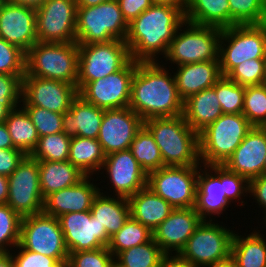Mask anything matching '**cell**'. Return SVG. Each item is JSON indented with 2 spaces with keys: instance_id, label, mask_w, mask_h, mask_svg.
I'll list each match as a JSON object with an SVG mask.
<instances>
[{
  "instance_id": "obj_20",
  "label": "cell",
  "mask_w": 266,
  "mask_h": 267,
  "mask_svg": "<svg viewBox=\"0 0 266 267\" xmlns=\"http://www.w3.org/2000/svg\"><path fill=\"white\" fill-rule=\"evenodd\" d=\"M69 253L107 247L110 236L89 211L70 212L58 217Z\"/></svg>"
},
{
  "instance_id": "obj_10",
  "label": "cell",
  "mask_w": 266,
  "mask_h": 267,
  "mask_svg": "<svg viewBox=\"0 0 266 267\" xmlns=\"http://www.w3.org/2000/svg\"><path fill=\"white\" fill-rule=\"evenodd\" d=\"M78 91L90 81L105 78L121 70L130 60V51L125 41L78 44Z\"/></svg>"
},
{
  "instance_id": "obj_55",
  "label": "cell",
  "mask_w": 266,
  "mask_h": 267,
  "mask_svg": "<svg viewBox=\"0 0 266 267\" xmlns=\"http://www.w3.org/2000/svg\"><path fill=\"white\" fill-rule=\"evenodd\" d=\"M21 106V102H3L0 101V123H3L8 117L9 112L15 108Z\"/></svg>"
},
{
  "instance_id": "obj_24",
  "label": "cell",
  "mask_w": 266,
  "mask_h": 267,
  "mask_svg": "<svg viewBox=\"0 0 266 267\" xmlns=\"http://www.w3.org/2000/svg\"><path fill=\"white\" fill-rule=\"evenodd\" d=\"M94 178L85 176L77 184L51 193L44 199L43 212L58 218L65 213L89 211L100 192L101 184Z\"/></svg>"
},
{
  "instance_id": "obj_44",
  "label": "cell",
  "mask_w": 266,
  "mask_h": 267,
  "mask_svg": "<svg viewBox=\"0 0 266 267\" xmlns=\"http://www.w3.org/2000/svg\"><path fill=\"white\" fill-rule=\"evenodd\" d=\"M37 129L39 137L63 132V114L41 107H23Z\"/></svg>"
},
{
  "instance_id": "obj_51",
  "label": "cell",
  "mask_w": 266,
  "mask_h": 267,
  "mask_svg": "<svg viewBox=\"0 0 266 267\" xmlns=\"http://www.w3.org/2000/svg\"><path fill=\"white\" fill-rule=\"evenodd\" d=\"M249 197H253L254 205L261 209L260 213L263 210L264 215L260 216L264 218L266 216V173L249 181Z\"/></svg>"
},
{
  "instance_id": "obj_17",
  "label": "cell",
  "mask_w": 266,
  "mask_h": 267,
  "mask_svg": "<svg viewBox=\"0 0 266 267\" xmlns=\"http://www.w3.org/2000/svg\"><path fill=\"white\" fill-rule=\"evenodd\" d=\"M77 96L78 88L64 81L33 76L22 79V107H41L63 114Z\"/></svg>"
},
{
  "instance_id": "obj_18",
  "label": "cell",
  "mask_w": 266,
  "mask_h": 267,
  "mask_svg": "<svg viewBox=\"0 0 266 267\" xmlns=\"http://www.w3.org/2000/svg\"><path fill=\"white\" fill-rule=\"evenodd\" d=\"M225 192V166L200 164L194 209L202 220L215 221L217 216H224L232 205Z\"/></svg>"
},
{
  "instance_id": "obj_40",
  "label": "cell",
  "mask_w": 266,
  "mask_h": 267,
  "mask_svg": "<svg viewBox=\"0 0 266 267\" xmlns=\"http://www.w3.org/2000/svg\"><path fill=\"white\" fill-rule=\"evenodd\" d=\"M243 116L257 127H266V83L245 86Z\"/></svg>"
},
{
  "instance_id": "obj_57",
  "label": "cell",
  "mask_w": 266,
  "mask_h": 267,
  "mask_svg": "<svg viewBox=\"0 0 266 267\" xmlns=\"http://www.w3.org/2000/svg\"><path fill=\"white\" fill-rule=\"evenodd\" d=\"M156 4L169 5L175 8H179L183 13L187 6V0H153Z\"/></svg>"
},
{
  "instance_id": "obj_34",
  "label": "cell",
  "mask_w": 266,
  "mask_h": 267,
  "mask_svg": "<svg viewBox=\"0 0 266 267\" xmlns=\"http://www.w3.org/2000/svg\"><path fill=\"white\" fill-rule=\"evenodd\" d=\"M4 123L13 146L25 155H31L37 146L39 135L26 110L22 106L13 108Z\"/></svg>"
},
{
  "instance_id": "obj_53",
  "label": "cell",
  "mask_w": 266,
  "mask_h": 267,
  "mask_svg": "<svg viewBox=\"0 0 266 267\" xmlns=\"http://www.w3.org/2000/svg\"><path fill=\"white\" fill-rule=\"evenodd\" d=\"M158 267H194L180 254H164Z\"/></svg>"
},
{
  "instance_id": "obj_61",
  "label": "cell",
  "mask_w": 266,
  "mask_h": 267,
  "mask_svg": "<svg viewBox=\"0 0 266 267\" xmlns=\"http://www.w3.org/2000/svg\"><path fill=\"white\" fill-rule=\"evenodd\" d=\"M203 267H236V266H235L234 262L232 261V259L228 258V259L223 260L221 262L208 264V265H205Z\"/></svg>"
},
{
  "instance_id": "obj_65",
  "label": "cell",
  "mask_w": 266,
  "mask_h": 267,
  "mask_svg": "<svg viewBox=\"0 0 266 267\" xmlns=\"http://www.w3.org/2000/svg\"><path fill=\"white\" fill-rule=\"evenodd\" d=\"M265 73H266V57H265Z\"/></svg>"
},
{
  "instance_id": "obj_63",
  "label": "cell",
  "mask_w": 266,
  "mask_h": 267,
  "mask_svg": "<svg viewBox=\"0 0 266 267\" xmlns=\"http://www.w3.org/2000/svg\"><path fill=\"white\" fill-rule=\"evenodd\" d=\"M260 220H262V221H263V222L261 221V223H260V224H261V225H262V224H264V225H265L264 227L262 226V228H263V229H264V228L266 229V216H265L264 218H261ZM265 232H266V230H265ZM265 234H266V233H265Z\"/></svg>"
},
{
  "instance_id": "obj_50",
  "label": "cell",
  "mask_w": 266,
  "mask_h": 267,
  "mask_svg": "<svg viewBox=\"0 0 266 267\" xmlns=\"http://www.w3.org/2000/svg\"><path fill=\"white\" fill-rule=\"evenodd\" d=\"M25 156L16 148L0 149V174L9 177Z\"/></svg>"
},
{
  "instance_id": "obj_15",
  "label": "cell",
  "mask_w": 266,
  "mask_h": 267,
  "mask_svg": "<svg viewBox=\"0 0 266 267\" xmlns=\"http://www.w3.org/2000/svg\"><path fill=\"white\" fill-rule=\"evenodd\" d=\"M75 0H46L36 9L38 42H76Z\"/></svg>"
},
{
  "instance_id": "obj_12",
  "label": "cell",
  "mask_w": 266,
  "mask_h": 267,
  "mask_svg": "<svg viewBox=\"0 0 266 267\" xmlns=\"http://www.w3.org/2000/svg\"><path fill=\"white\" fill-rule=\"evenodd\" d=\"M199 165L164 166L148 174L147 186L174 209L193 208Z\"/></svg>"
},
{
  "instance_id": "obj_46",
  "label": "cell",
  "mask_w": 266,
  "mask_h": 267,
  "mask_svg": "<svg viewBox=\"0 0 266 267\" xmlns=\"http://www.w3.org/2000/svg\"><path fill=\"white\" fill-rule=\"evenodd\" d=\"M114 259L108 247H102L69 253L66 267H110Z\"/></svg>"
},
{
  "instance_id": "obj_45",
  "label": "cell",
  "mask_w": 266,
  "mask_h": 267,
  "mask_svg": "<svg viewBox=\"0 0 266 267\" xmlns=\"http://www.w3.org/2000/svg\"><path fill=\"white\" fill-rule=\"evenodd\" d=\"M26 53L0 37V74L25 76Z\"/></svg>"
},
{
  "instance_id": "obj_29",
  "label": "cell",
  "mask_w": 266,
  "mask_h": 267,
  "mask_svg": "<svg viewBox=\"0 0 266 267\" xmlns=\"http://www.w3.org/2000/svg\"><path fill=\"white\" fill-rule=\"evenodd\" d=\"M256 228L253 230L251 227V232L247 234L241 231L238 233L239 228L235 230L231 259L236 267H266V236L263 230H258L261 227Z\"/></svg>"
},
{
  "instance_id": "obj_59",
  "label": "cell",
  "mask_w": 266,
  "mask_h": 267,
  "mask_svg": "<svg viewBox=\"0 0 266 267\" xmlns=\"http://www.w3.org/2000/svg\"><path fill=\"white\" fill-rule=\"evenodd\" d=\"M14 4H19L23 6H29L32 8H39L46 0H10Z\"/></svg>"
},
{
  "instance_id": "obj_52",
  "label": "cell",
  "mask_w": 266,
  "mask_h": 267,
  "mask_svg": "<svg viewBox=\"0 0 266 267\" xmlns=\"http://www.w3.org/2000/svg\"><path fill=\"white\" fill-rule=\"evenodd\" d=\"M117 1L119 3L123 18L126 20L128 24L154 4L153 0H117Z\"/></svg>"
},
{
  "instance_id": "obj_11",
  "label": "cell",
  "mask_w": 266,
  "mask_h": 267,
  "mask_svg": "<svg viewBox=\"0 0 266 267\" xmlns=\"http://www.w3.org/2000/svg\"><path fill=\"white\" fill-rule=\"evenodd\" d=\"M19 245L26 250L55 258L66 267L69 251L58 218L41 212L22 217Z\"/></svg>"
},
{
  "instance_id": "obj_2",
  "label": "cell",
  "mask_w": 266,
  "mask_h": 267,
  "mask_svg": "<svg viewBox=\"0 0 266 267\" xmlns=\"http://www.w3.org/2000/svg\"><path fill=\"white\" fill-rule=\"evenodd\" d=\"M184 22L185 15L179 8L154 3L128 24L125 43L131 59L138 62L161 61Z\"/></svg>"
},
{
  "instance_id": "obj_37",
  "label": "cell",
  "mask_w": 266,
  "mask_h": 267,
  "mask_svg": "<svg viewBox=\"0 0 266 267\" xmlns=\"http://www.w3.org/2000/svg\"><path fill=\"white\" fill-rule=\"evenodd\" d=\"M164 254L152 238L149 242L120 252L115 260L123 267H158Z\"/></svg>"
},
{
  "instance_id": "obj_38",
  "label": "cell",
  "mask_w": 266,
  "mask_h": 267,
  "mask_svg": "<svg viewBox=\"0 0 266 267\" xmlns=\"http://www.w3.org/2000/svg\"><path fill=\"white\" fill-rule=\"evenodd\" d=\"M230 27L266 23V0H228Z\"/></svg>"
},
{
  "instance_id": "obj_3",
  "label": "cell",
  "mask_w": 266,
  "mask_h": 267,
  "mask_svg": "<svg viewBox=\"0 0 266 267\" xmlns=\"http://www.w3.org/2000/svg\"><path fill=\"white\" fill-rule=\"evenodd\" d=\"M144 127L152 134L163 158L164 166L200 165L199 134L183 115L150 118Z\"/></svg>"
},
{
  "instance_id": "obj_56",
  "label": "cell",
  "mask_w": 266,
  "mask_h": 267,
  "mask_svg": "<svg viewBox=\"0 0 266 267\" xmlns=\"http://www.w3.org/2000/svg\"><path fill=\"white\" fill-rule=\"evenodd\" d=\"M8 199V177L0 174V204H6Z\"/></svg>"
},
{
  "instance_id": "obj_28",
  "label": "cell",
  "mask_w": 266,
  "mask_h": 267,
  "mask_svg": "<svg viewBox=\"0 0 266 267\" xmlns=\"http://www.w3.org/2000/svg\"><path fill=\"white\" fill-rule=\"evenodd\" d=\"M223 114L214 86L202 90L183 102V117L198 134Z\"/></svg>"
},
{
  "instance_id": "obj_39",
  "label": "cell",
  "mask_w": 266,
  "mask_h": 267,
  "mask_svg": "<svg viewBox=\"0 0 266 267\" xmlns=\"http://www.w3.org/2000/svg\"><path fill=\"white\" fill-rule=\"evenodd\" d=\"M71 138L63 132L39 137L31 157L37 161H66L69 158Z\"/></svg>"
},
{
  "instance_id": "obj_36",
  "label": "cell",
  "mask_w": 266,
  "mask_h": 267,
  "mask_svg": "<svg viewBox=\"0 0 266 267\" xmlns=\"http://www.w3.org/2000/svg\"><path fill=\"white\" fill-rule=\"evenodd\" d=\"M130 150L147 174L164 167L160 148L144 126L131 142Z\"/></svg>"
},
{
  "instance_id": "obj_30",
  "label": "cell",
  "mask_w": 266,
  "mask_h": 267,
  "mask_svg": "<svg viewBox=\"0 0 266 267\" xmlns=\"http://www.w3.org/2000/svg\"><path fill=\"white\" fill-rule=\"evenodd\" d=\"M40 189L43 198L53 192L73 186L86 175L70 161H38Z\"/></svg>"
},
{
  "instance_id": "obj_14",
  "label": "cell",
  "mask_w": 266,
  "mask_h": 267,
  "mask_svg": "<svg viewBox=\"0 0 266 267\" xmlns=\"http://www.w3.org/2000/svg\"><path fill=\"white\" fill-rule=\"evenodd\" d=\"M7 204L21 217L43 212L39 164L30 155H26L8 177Z\"/></svg>"
},
{
  "instance_id": "obj_1",
  "label": "cell",
  "mask_w": 266,
  "mask_h": 267,
  "mask_svg": "<svg viewBox=\"0 0 266 267\" xmlns=\"http://www.w3.org/2000/svg\"><path fill=\"white\" fill-rule=\"evenodd\" d=\"M170 71L171 68L160 61H136L129 107L144 121L182 115L184 101L178 94L174 73Z\"/></svg>"
},
{
  "instance_id": "obj_19",
  "label": "cell",
  "mask_w": 266,
  "mask_h": 267,
  "mask_svg": "<svg viewBox=\"0 0 266 267\" xmlns=\"http://www.w3.org/2000/svg\"><path fill=\"white\" fill-rule=\"evenodd\" d=\"M143 126L144 120L129 106L105 109L97 137L103 153L108 155L130 149L131 142Z\"/></svg>"
},
{
  "instance_id": "obj_22",
  "label": "cell",
  "mask_w": 266,
  "mask_h": 267,
  "mask_svg": "<svg viewBox=\"0 0 266 267\" xmlns=\"http://www.w3.org/2000/svg\"><path fill=\"white\" fill-rule=\"evenodd\" d=\"M202 221L194 207L173 209L153 231V239L165 254H179Z\"/></svg>"
},
{
  "instance_id": "obj_7",
  "label": "cell",
  "mask_w": 266,
  "mask_h": 267,
  "mask_svg": "<svg viewBox=\"0 0 266 267\" xmlns=\"http://www.w3.org/2000/svg\"><path fill=\"white\" fill-rule=\"evenodd\" d=\"M127 32L128 23L123 18L117 0L91 7H77V44L109 42L114 39L125 41Z\"/></svg>"
},
{
  "instance_id": "obj_6",
  "label": "cell",
  "mask_w": 266,
  "mask_h": 267,
  "mask_svg": "<svg viewBox=\"0 0 266 267\" xmlns=\"http://www.w3.org/2000/svg\"><path fill=\"white\" fill-rule=\"evenodd\" d=\"M220 36V28L200 26L185 21L172 39L167 54L163 57L165 61L162 59L160 62L166 66L171 64L168 67L173 65L176 67L218 60Z\"/></svg>"
},
{
  "instance_id": "obj_4",
  "label": "cell",
  "mask_w": 266,
  "mask_h": 267,
  "mask_svg": "<svg viewBox=\"0 0 266 267\" xmlns=\"http://www.w3.org/2000/svg\"><path fill=\"white\" fill-rule=\"evenodd\" d=\"M78 44L37 42L27 52L25 76L64 81L77 87Z\"/></svg>"
},
{
  "instance_id": "obj_54",
  "label": "cell",
  "mask_w": 266,
  "mask_h": 267,
  "mask_svg": "<svg viewBox=\"0 0 266 267\" xmlns=\"http://www.w3.org/2000/svg\"><path fill=\"white\" fill-rule=\"evenodd\" d=\"M15 148L5 123H0V149Z\"/></svg>"
},
{
  "instance_id": "obj_8",
  "label": "cell",
  "mask_w": 266,
  "mask_h": 267,
  "mask_svg": "<svg viewBox=\"0 0 266 267\" xmlns=\"http://www.w3.org/2000/svg\"><path fill=\"white\" fill-rule=\"evenodd\" d=\"M266 23L221 29L218 60L222 76L248 59H265Z\"/></svg>"
},
{
  "instance_id": "obj_32",
  "label": "cell",
  "mask_w": 266,
  "mask_h": 267,
  "mask_svg": "<svg viewBox=\"0 0 266 267\" xmlns=\"http://www.w3.org/2000/svg\"><path fill=\"white\" fill-rule=\"evenodd\" d=\"M185 21L220 29L230 27V6L228 0H187Z\"/></svg>"
},
{
  "instance_id": "obj_9",
  "label": "cell",
  "mask_w": 266,
  "mask_h": 267,
  "mask_svg": "<svg viewBox=\"0 0 266 267\" xmlns=\"http://www.w3.org/2000/svg\"><path fill=\"white\" fill-rule=\"evenodd\" d=\"M225 225L217 220H203L179 254L194 267H203L231 258L235 227L227 228Z\"/></svg>"
},
{
  "instance_id": "obj_49",
  "label": "cell",
  "mask_w": 266,
  "mask_h": 267,
  "mask_svg": "<svg viewBox=\"0 0 266 267\" xmlns=\"http://www.w3.org/2000/svg\"><path fill=\"white\" fill-rule=\"evenodd\" d=\"M24 76L0 74V101H22V79Z\"/></svg>"
},
{
  "instance_id": "obj_33",
  "label": "cell",
  "mask_w": 266,
  "mask_h": 267,
  "mask_svg": "<svg viewBox=\"0 0 266 267\" xmlns=\"http://www.w3.org/2000/svg\"><path fill=\"white\" fill-rule=\"evenodd\" d=\"M105 156L97 139L80 136L71 138L68 161L86 176L98 175Z\"/></svg>"
},
{
  "instance_id": "obj_16",
  "label": "cell",
  "mask_w": 266,
  "mask_h": 267,
  "mask_svg": "<svg viewBox=\"0 0 266 267\" xmlns=\"http://www.w3.org/2000/svg\"><path fill=\"white\" fill-rule=\"evenodd\" d=\"M135 70L136 61L131 59L121 70L105 78L87 82L78 91V95L102 109L128 107Z\"/></svg>"
},
{
  "instance_id": "obj_35",
  "label": "cell",
  "mask_w": 266,
  "mask_h": 267,
  "mask_svg": "<svg viewBox=\"0 0 266 267\" xmlns=\"http://www.w3.org/2000/svg\"><path fill=\"white\" fill-rule=\"evenodd\" d=\"M152 238L153 232L130 216L123 227L111 236L107 247L116 257L120 252L149 242Z\"/></svg>"
},
{
  "instance_id": "obj_41",
  "label": "cell",
  "mask_w": 266,
  "mask_h": 267,
  "mask_svg": "<svg viewBox=\"0 0 266 267\" xmlns=\"http://www.w3.org/2000/svg\"><path fill=\"white\" fill-rule=\"evenodd\" d=\"M223 114H242L245 86L222 76L214 85Z\"/></svg>"
},
{
  "instance_id": "obj_58",
  "label": "cell",
  "mask_w": 266,
  "mask_h": 267,
  "mask_svg": "<svg viewBox=\"0 0 266 267\" xmlns=\"http://www.w3.org/2000/svg\"><path fill=\"white\" fill-rule=\"evenodd\" d=\"M0 267H14L12 252H0Z\"/></svg>"
},
{
  "instance_id": "obj_64",
  "label": "cell",
  "mask_w": 266,
  "mask_h": 267,
  "mask_svg": "<svg viewBox=\"0 0 266 267\" xmlns=\"http://www.w3.org/2000/svg\"><path fill=\"white\" fill-rule=\"evenodd\" d=\"M264 173H266V161H265V165H264Z\"/></svg>"
},
{
  "instance_id": "obj_60",
  "label": "cell",
  "mask_w": 266,
  "mask_h": 267,
  "mask_svg": "<svg viewBox=\"0 0 266 267\" xmlns=\"http://www.w3.org/2000/svg\"><path fill=\"white\" fill-rule=\"evenodd\" d=\"M77 7H91L111 0H75Z\"/></svg>"
},
{
  "instance_id": "obj_26",
  "label": "cell",
  "mask_w": 266,
  "mask_h": 267,
  "mask_svg": "<svg viewBox=\"0 0 266 267\" xmlns=\"http://www.w3.org/2000/svg\"><path fill=\"white\" fill-rule=\"evenodd\" d=\"M104 110L78 95L70 109L63 113V133L70 138L80 136L97 139Z\"/></svg>"
},
{
  "instance_id": "obj_31",
  "label": "cell",
  "mask_w": 266,
  "mask_h": 267,
  "mask_svg": "<svg viewBox=\"0 0 266 267\" xmlns=\"http://www.w3.org/2000/svg\"><path fill=\"white\" fill-rule=\"evenodd\" d=\"M90 212L97 222L104 226L111 237L118 232L130 217L127 198L106 195L101 192L95 197Z\"/></svg>"
},
{
  "instance_id": "obj_23",
  "label": "cell",
  "mask_w": 266,
  "mask_h": 267,
  "mask_svg": "<svg viewBox=\"0 0 266 267\" xmlns=\"http://www.w3.org/2000/svg\"><path fill=\"white\" fill-rule=\"evenodd\" d=\"M265 161L266 127L253 126L224 166L251 181L264 173Z\"/></svg>"
},
{
  "instance_id": "obj_42",
  "label": "cell",
  "mask_w": 266,
  "mask_h": 267,
  "mask_svg": "<svg viewBox=\"0 0 266 267\" xmlns=\"http://www.w3.org/2000/svg\"><path fill=\"white\" fill-rule=\"evenodd\" d=\"M21 220L7 203L0 204V252H10L19 244Z\"/></svg>"
},
{
  "instance_id": "obj_5",
  "label": "cell",
  "mask_w": 266,
  "mask_h": 267,
  "mask_svg": "<svg viewBox=\"0 0 266 267\" xmlns=\"http://www.w3.org/2000/svg\"><path fill=\"white\" fill-rule=\"evenodd\" d=\"M253 125L243 114H222L199 133L202 165H224Z\"/></svg>"
},
{
  "instance_id": "obj_62",
  "label": "cell",
  "mask_w": 266,
  "mask_h": 267,
  "mask_svg": "<svg viewBox=\"0 0 266 267\" xmlns=\"http://www.w3.org/2000/svg\"><path fill=\"white\" fill-rule=\"evenodd\" d=\"M110 267H123V266L114 259Z\"/></svg>"
},
{
  "instance_id": "obj_27",
  "label": "cell",
  "mask_w": 266,
  "mask_h": 267,
  "mask_svg": "<svg viewBox=\"0 0 266 267\" xmlns=\"http://www.w3.org/2000/svg\"><path fill=\"white\" fill-rule=\"evenodd\" d=\"M130 216L152 232L174 209L167 201L146 186L128 198Z\"/></svg>"
},
{
  "instance_id": "obj_13",
  "label": "cell",
  "mask_w": 266,
  "mask_h": 267,
  "mask_svg": "<svg viewBox=\"0 0 266 267\" xmlns=\"http://www.w3.org/2000/svg\"><path fill=\"white\" fill-rule=\"evenodd\" d=\"M100 171L96 178L99 181L103 177L105 180L106 177L108 179L106 180L107 185H104L107 192L104 190V186L102 187L103 189L100 187V192L102 191L101 193L106 195H111L110 193H112L113 196L128 199L147 186L148 174L141 168L130 149L106 155ZM99 174L101 176L103 174V177L99 176ZM104 174H106V177Z\"/></svg>"
},
{
  "instance_id": "obj_43",
  "label": "cell",
  "mask_w": 266,
  "mask_h": 267,
  "mask_svg": "<svg viewBox=\"0 0 266 267\" xmlns=\"http://www.w3.org/2000/svg\"><path fill=\"white\" fill-rule=\"evenodd\" d=\"M227 77L242 86L265 84V59H248L237 65Z\"/></svg>"
},
{
  "instance_id": "obj_47",
  "label": "cell",
  "mask_w": 266,
  "mask_h": 267,
  "mask_svg": "<svg viewBox=\"0 0 266 267\" xmlns=\"http://www.w3.org/2000/svg\"><path fill=\"white\" fill-rule=\"evenodd\" d=\"M225 188L226 198L234 205L243 208L247 204V198L249 196V181L241 175L229 171L225 167ZM245 197V198H243ZM246 199V200H245ZM245 200V201H244ZM239 203V205H238Z\"/></svg>"
},
{
  "instance_id": "obj_21",
  "label": "cell",
  "mask_w": 266,
  "mask_h": 267,
  "mask_svg": "<svg viewBox=\"0 0 266 267\" xmlns=\"http://www.w3.org/2000/svg\"><path fill=\"white\" fill-rule=\"evenodd\" d=\"M0 37L25 53L37 41L36 9L14 4L10 0L0 2Z\"/></svg>"
},
{
  "instance_id": "obj_48",
  "label": "cell",
  "mask_w": 266,
  "mask_h": 267,
  "mask_svg": "<svg viewBox=\"0 0 266 267\" xmlns=\"http://www.w3.org/2000/svg\"><path fill=\"white\" fill-rule=\"evenodd\" d=\"M11 252L14 267H63L55 258L26 250L19 244Z\"/></svg>"
},
{
  "instance_id": "obj_25",
  "label": "cell",
  "mask_w": 266,
  "mask_h": 267,
  "mask_svg": "<svg viewBox=\"0 0 266 267\" xmlns=\"http://www.w3.org/2000/svg\"><path fill=\"white\" fill-rule=\"evenodd\" d=\"M174 73L178 94L184 101L191 95L213 87L222 77L219 60L169 67ZM175 71V72H174Z\"/></svg>"
}]
</instances>
